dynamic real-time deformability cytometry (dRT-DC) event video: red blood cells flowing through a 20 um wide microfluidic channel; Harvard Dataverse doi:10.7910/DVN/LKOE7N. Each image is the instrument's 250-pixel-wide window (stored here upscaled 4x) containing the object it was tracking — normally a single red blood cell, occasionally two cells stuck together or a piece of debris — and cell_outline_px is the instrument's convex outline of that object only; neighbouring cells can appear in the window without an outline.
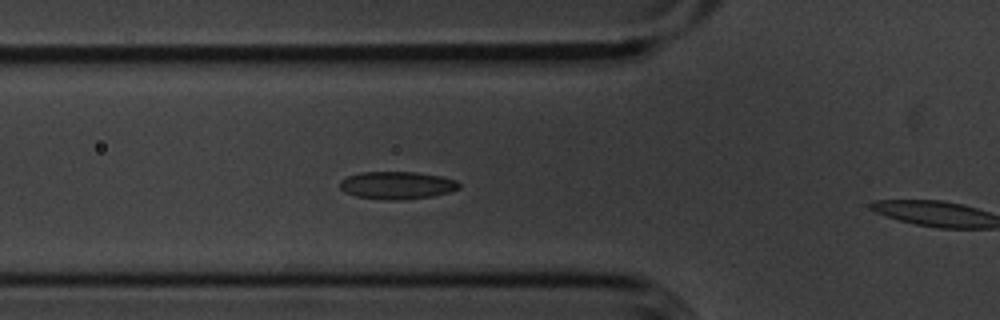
{"species": "common noctule bat (a hibernating species)", "species_latin": "Nyctalus noctula", "temperature_condition": "cold", "stored_images_in_passage": 11, "camera_frame_rate_fps": 3000, "um_per_image_px": 0.085, "animal": {"sex": "male", "body_mass_g": 20.1, "forearm_length_mm": 53.5}, "frame": {"image": 1, "passage_image": 10, "time_ms": 3.0, "image_size_px": [1000, 320], "cell_outline_px": [[460, 188], [452, 192], [432, 196], [404, 200], [384, 200], [356, 196], [344, 192], [340, 188], [340, 180], [348, 176], [360, 172], [416, 172], [440, 176], [456, 180], [460, 184]], "centroid_in_image_um": [33.76, 15.75], "position_along_channel_um": 92.0, "area_um2": 19.36}}